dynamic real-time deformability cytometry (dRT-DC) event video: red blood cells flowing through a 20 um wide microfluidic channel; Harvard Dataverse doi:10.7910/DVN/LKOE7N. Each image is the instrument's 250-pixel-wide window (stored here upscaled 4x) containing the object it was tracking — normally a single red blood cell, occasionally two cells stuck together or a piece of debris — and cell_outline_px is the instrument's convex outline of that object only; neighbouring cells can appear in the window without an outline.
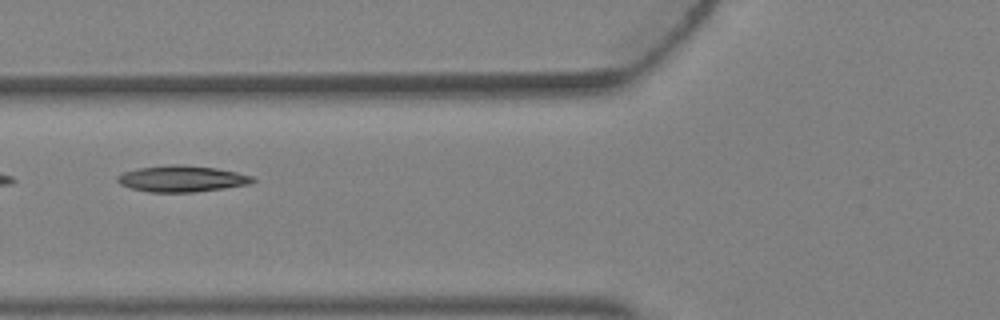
{"species": "Egyptian fruit bat (a non-hibernating species)", "species_latin": "Rousettus aegyptiacus", "temperature_condition": "warm", "stored_images_in_passage": 6, "camera_frame_rate_fps": 3000, "um_per_image_px": 0.085, "animal": {"sex": "female"}, "frame": {"image": 1, "passage_image": 5, "time_ms": 1.333, "image_size_px": [1000, 320], "cell_outline_px": [[256, 180], [248, 184], [224, 188], [196, 192], [148, 192], [132, 188], [120, 184], [116, 180], [116, 176], [124, 172], [136, 168], [172, 164], [180, 164], [216, 168], [236, 172], [252, 176]], "centroid_in_image_um": [15.43, 15.19], "position_along_channel_um": 110.4, "area_um2": 20.69}}
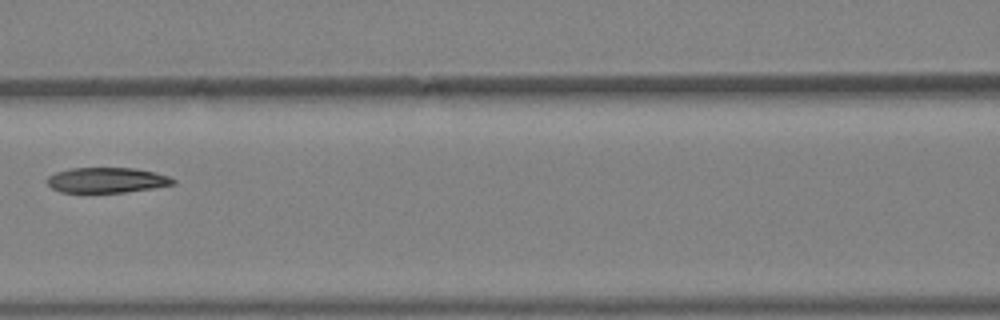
{"frame": {"image": 2, "passage_image": 6, "time_ms": 1.667, "image_size_px": [1000, 320], "cell_outline_px": [[176, 184], [152, 188], [124, 192], [60, 192], [52, 188], [48, 184], [48, 176], [56, 172], [72, 168], [136, 168], [168, 176], [176, 180]], "centroid_in_image_um": [9.08, 15.31], "position_along_channel_um": 157.5, "area_um2": 18.38}}